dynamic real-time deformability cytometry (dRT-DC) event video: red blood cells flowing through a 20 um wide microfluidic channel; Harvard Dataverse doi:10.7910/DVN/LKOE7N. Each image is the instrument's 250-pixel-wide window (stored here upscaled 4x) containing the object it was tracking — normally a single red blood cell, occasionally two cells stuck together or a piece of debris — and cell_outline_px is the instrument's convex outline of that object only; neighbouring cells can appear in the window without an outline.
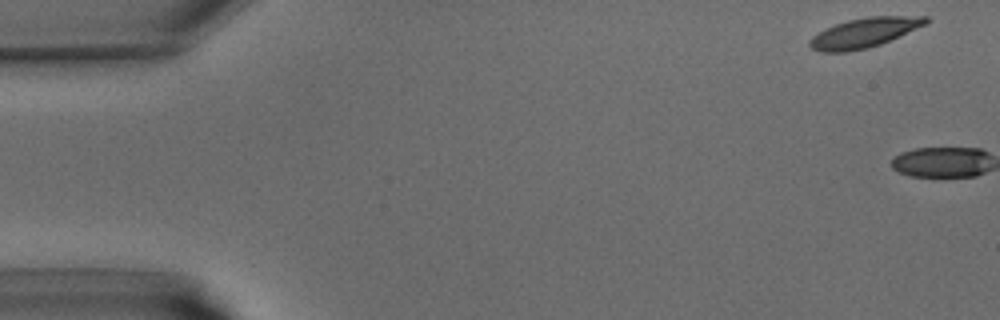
{"species": "common noctule bat (a hibernating species)", "species_latin": "Nyctalus noctula", "temperature_condition": "warm", "stored_images_in_passage": 2, "camera_frame_rate_fps": 3000, "um_per_image_px": 0.085, "animal": {"sex": "male", "body_mass_g": 15.6}, "frame": {"image": 1, "passage_image": 1, "time_ms": 0.0, "image_size_px": [1000, 320], "cell_outline_px": [[928, 24], [880, 44], [868, 48], [848, 52], [820, 52], [812, 48], [808, 44], [808, 40], [812, 36], [836, 24], [848, 20], [868, 16], [928, 16]], "centroid_in_image_um": [73.47, 2.78], "position_along_channel_um": 11.5, "area_um2": 20.0}}